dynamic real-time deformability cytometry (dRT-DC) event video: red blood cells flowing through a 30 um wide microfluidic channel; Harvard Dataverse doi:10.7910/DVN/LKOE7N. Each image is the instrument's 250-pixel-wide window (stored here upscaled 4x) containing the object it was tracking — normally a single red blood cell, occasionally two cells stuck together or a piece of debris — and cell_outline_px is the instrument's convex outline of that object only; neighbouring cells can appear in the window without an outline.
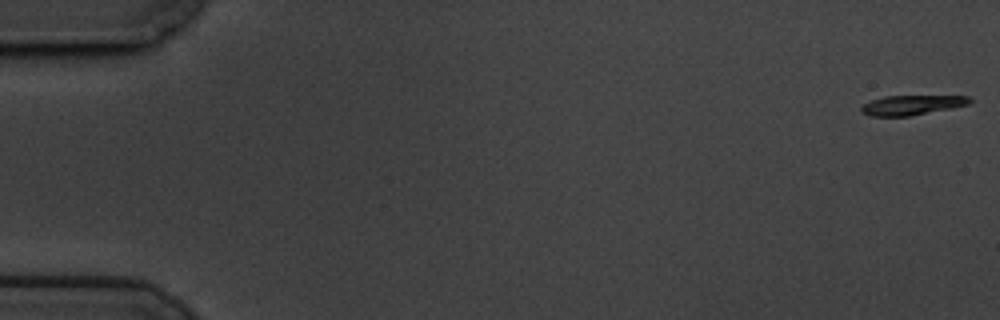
{"species": "common noctule bat (a hibernating species)", "species_latin": "Nyctalus noctula", "temperature_condition": "cold", "stored_images_in_passage": 12, "camera_frame_rate_fps": 3000, "um_per_image_px": 0.085, "animal": {"sex": "male", "body_mass_g": 19.5, "forearm_length_mm": 54.6}, "frame": {"image": 1, "passage_image": 1, "time_ms": 0.0, "image_size_px": [1000, 320], "cell_outline_px": [[972, 100], [968, 104], [952, 108], [912, 116], [872, 116], [860, 112], [860, 108], [864, 104], [872, 100], [884, 96], [968, 96]], "centroid_in_image_um": [77.49, 8.93], "position_along_channel_um": 7.5, "area_um2": 12.43}}